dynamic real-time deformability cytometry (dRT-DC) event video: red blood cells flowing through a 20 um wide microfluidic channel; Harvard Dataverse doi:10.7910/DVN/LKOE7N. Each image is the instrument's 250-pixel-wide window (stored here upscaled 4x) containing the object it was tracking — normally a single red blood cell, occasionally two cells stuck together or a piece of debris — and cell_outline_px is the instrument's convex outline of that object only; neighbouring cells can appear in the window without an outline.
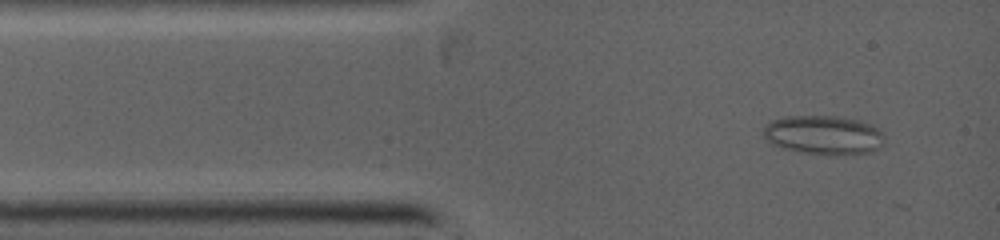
{"species": "common noctule bat (a hibernating species)", "species_latin": "Nyctalus noctula", "temperature_condition": "warm", "stored_images_in_passage": 8, "camera_frame_rate_fps": 5000, "um_per_image_px": 0.085, "animal": {"sex": "female", "body_mass_g": 19.0, "forearm_length_mm": 53.3}, "frame": {"image": 1, "passage_image": 4, "time_ms": 0.6, "image_size_px": [1000, 240], "cell_outline_px": [[884, 132], [880, 144], [876, 148], [868, 152], [808, 152], [784, 148], [776, 144], [764, 136], [764, 128], [772, 120], [784, 116], [836, 116], [860, 120], [872, 124], [880, 128]], "centroid_in_image_um": [70.02, 11.4], "position_along_channel_um": 15.0, "area_um2": 26.3}}